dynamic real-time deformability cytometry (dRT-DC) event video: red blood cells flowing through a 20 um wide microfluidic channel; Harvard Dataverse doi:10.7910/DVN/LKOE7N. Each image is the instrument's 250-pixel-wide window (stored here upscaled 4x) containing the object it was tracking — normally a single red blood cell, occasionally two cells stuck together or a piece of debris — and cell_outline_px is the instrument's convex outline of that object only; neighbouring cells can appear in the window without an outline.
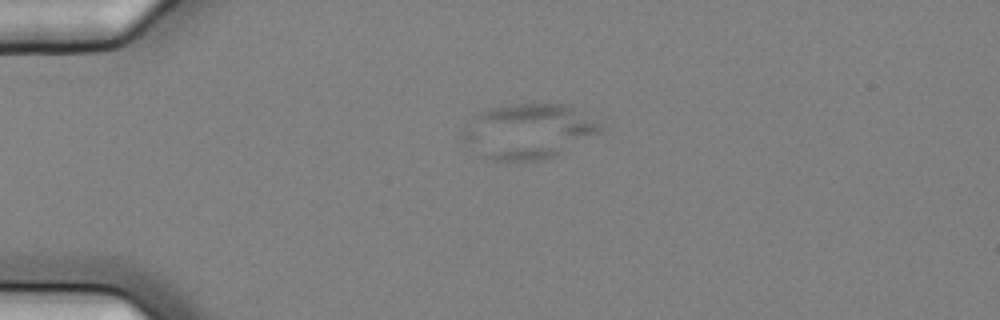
{"species": "common noctule bat (a hibernating species)", "species_latin": "Nyctalus noctula", "temperature_condition": "cold", "stored_images_in_passage": 4, "camera_frame_rate_fps": 3000, "um_per_image_px": 0.085, "animal": {"sex": "female", "body_mass_g": 25.1}, "frame": {"image": 1, "passage_image": 3, "time_ms": 0.667, "image_size_px": [1000, 320], "cell_outline_px": [[604, 132], [556, 156], [544, 160], [524, 164], [488, 160], [464, 140], [460, 136], [460, 132], [464, 124], [472, 116], [484, 108], [508, 104], [564, 104], [604, 124]], "centroid_in_image_um": [44.89, 11.19], "position_along_channel_um": 40.1, "area_um2": 45.43}}